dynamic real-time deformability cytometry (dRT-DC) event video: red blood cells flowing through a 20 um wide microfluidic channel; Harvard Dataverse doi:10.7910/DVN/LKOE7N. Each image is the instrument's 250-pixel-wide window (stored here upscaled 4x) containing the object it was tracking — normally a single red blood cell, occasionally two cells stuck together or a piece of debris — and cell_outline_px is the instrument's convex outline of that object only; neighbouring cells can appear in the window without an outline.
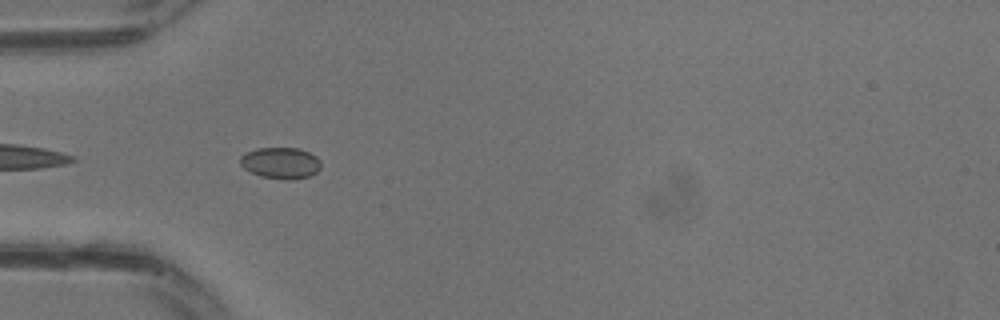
{"species": "common noctule bat (a hibernating species)", "species_latin": "Nyctalus noctula", "temperature_condition": "warm", "stored_images_in_passage": 23, "camera_frame_rate_fps": 3000, "um_per_image_px": 0.085, "animal": {"sex": "male", "body_mass_g": 13.3}, "frame": {"image": 1, "passage_image": 2, "time_ms": 0.333, "image_size_px": [1000, 320], "cell_outline_px": [[320, 168], [312, 176], [292, 180], [284, 180], [260, 176], [244, 168], [240, 164], [240, 156], [256, 148], [300, 148], [316, 156], [320, 160]], "centroid_in_image_um": [23.88, 13.86], "position_along_channel_um": 61.1, "area_um2": 14.85}}
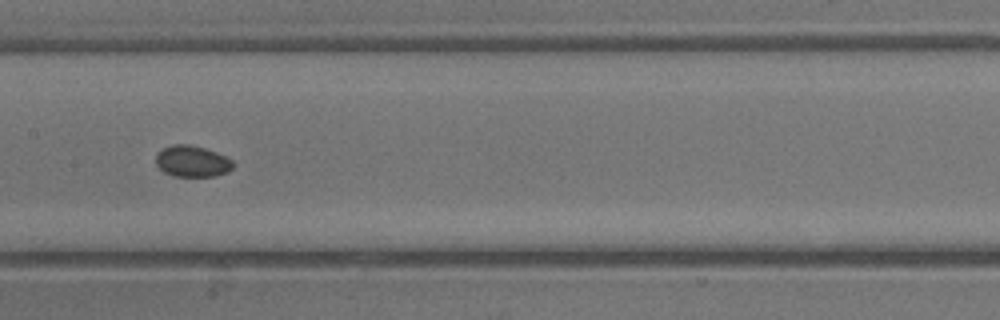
{"frame": {"image": 2, "passage_image": 8, "time_ms": 2.333, "image_size_px": [1000, 320], "cell_outline_px": [[232, 168], [228, 172], [216, 176], [172, 176], [164, 172], [156, 164], [156, 152], [172, 144], [188, 144], [204, 148], [216, 152], [232, 160]], "centroid_in_image_um": [16.31, 13.71], "position_along_channel_um": 191.1, "area_um2": 14.05}}
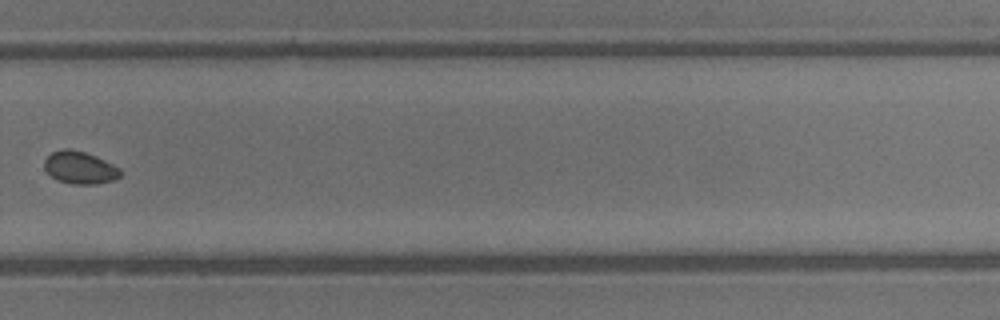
{"frame": {"image": 3, "passage_image": 14, "time_ms": 4.333, "image_size_px": [1000, 320], "cell_outline_px": [[120, 176], [112, 180], [96, 184], [72, 184], [56, 180], [44, 168], [44, 160], [52, 152], [64, 148], [68, 148], [84, 152], [96, 156], [120, 168]], "centroid_in_image_um": [6.76, 14.25], "position_along_channel_um": 323.0, "area_um2": 14.28}}